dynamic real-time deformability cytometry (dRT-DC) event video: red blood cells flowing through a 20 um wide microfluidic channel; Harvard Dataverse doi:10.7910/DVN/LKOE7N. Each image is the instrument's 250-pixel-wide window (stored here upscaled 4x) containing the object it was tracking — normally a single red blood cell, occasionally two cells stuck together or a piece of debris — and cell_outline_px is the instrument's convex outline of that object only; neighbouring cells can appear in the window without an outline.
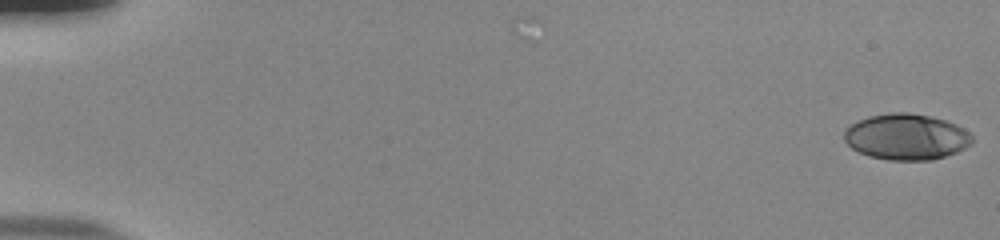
{"species": "human", "species_latin": "Homo sapiens", "temperature_condition": "room temperature", "stored_images_in_passage": 55, "camera_frame_rate_fps": 3000, "um_per_image_px": 0.085, "donor": {"sex": "male"}, "frame": {"image": 1, "passage_image": 1, "time_ms": 0.0, "image_size_px": [1000, 240], "cell_outline_px": [[972, 144], [956, 152], [932, 160], [888, 160], [868, 156], [852, 148], [844, 140], [844, 132], [856, 120], [868, 116], [892, 112], [908, 112], [932, 116], [956, 124], [964, 128], [972, 136]], "centroid_in_image_um": [77.03, 11.62], "position_along_channel_um": 8.0, "area_um2": 34.39}}
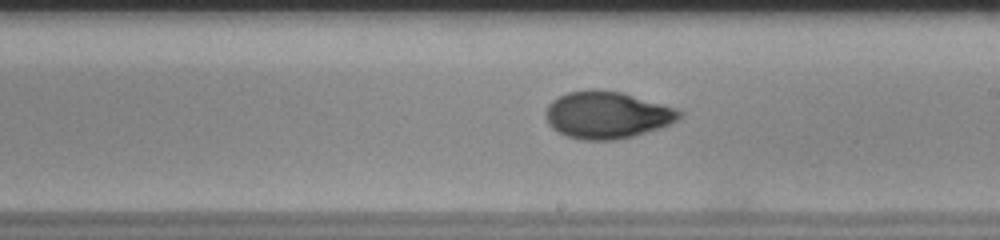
{"frame": {"image": 2, "passage_image": 33, "time_ms": 10.667, "image_size_px": [1000, 240], "cell_outline_px": [[684, 112], [676, 120], [660, 128], [632, 136], [616, 140], [580, 140], [568, 136], [552, 128], [548, 124], [548, 104], [552, 100], [568, 92], [592, 88], [620, 92], [676, 108]], "centroid_in_image_um": [51.6, 9.77], "position_along_channel_um": 237.4, "area_um2": 36.3}}
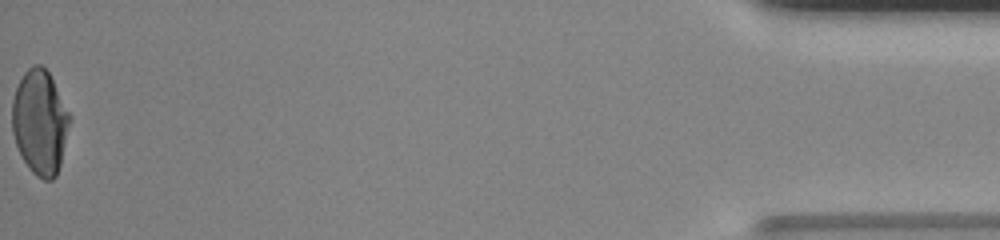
{"frame": {"image": 3, "passage_image": 55, "time_ms": 18.0, "image_size_px": [1000, 240], "cell_outline_px": [[72, 120], [60, 164], [56, 176], [52, 180], [44, 180], [36, 176], [28, 168], [16, 144], [12, 132], [12, 100], [16, 88], [24, 72], [32, 64], [40, 64], [48, 72]], "centroid_in_image_um": [3.39, 10.41], "position_along_channel_um": 431.8, "area_um2": 34.97}, "authors_computed_cell_mechanics": {"area_um2": 34.9112, "velocity_mm_per_s": 3.8543, "shape_relaxation_time_tau1_ms": 5.716, "shape_relaxation_time_tau2_ms": 1.0399, "deformation_change_tau1": 0.2245, "deformation_change_tau2": 0.0495}}